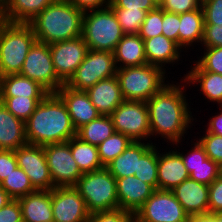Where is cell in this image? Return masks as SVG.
<instances>
[{"mask_svg":"<svg viewBox=\"0 0 222 222\" xmlns=\"http://www.w3.org/2000/svg\"><path fill=\"white\" fill-rule=\"evenodd\" d=\"M180 81L175 83L172 80L171 83H167L158 93L146 101L151 138L161 137V140L164 139L166 143L168 142V146L183 142L184 135L189 133L188 130L191 129L192 123L196 120L191 112L194 109L189 106L191 105L188 103L189 99H186L187 83L184 79Z\"/></svg>","mask_w":222,"mask_h":222,"instance_id":"1","label":"cell"},{"mask_svg":"<svg viewBox=\"0 0 222 222\" xmlns=\"http://www.w3.org/2000/svg\"><path fill=\"white\" fill-rule=\"evenodd\" d=\"M28 144L44 146L63 143L76 136L66 105L56 93H49L25 122Z\"/></svg>","mask_w":222,"mask_h":222,"instance_id":"2","label":"cell"},{"mask_svg":"<svg viewBox=\"0 0 222 222\" xmlns=\"http://www.w3.org/2000/svg\"><path fill=\"white\" fill-rule=\"evenodd\" d=\"M83 15L68 0H55L28 24L37 41L50 45L81 36Z\"/></svg>","mask_w":222,"mask_h":222,"instance_id":"3","label":"cell"},{"mask_svg":"<svg viewBox=\"0 0 222 222\" xmlns=\"http://www.w3.org/2000/svg\"><path fill=\"white\" fill-rule=\"evenodd\" d=\"M36 41L29 24L10 23L0 19V77L19 74Z\"/></svg>","mask_w":222,"mask_h":222,"instance_id":"4","label":"cell"},{"mask_svg":"<svg viewBox=\"0 0 222 222\" xmlns=\"http://www.w3.org/2000/svg\"><path fill=\"white\" fill-rule=\"evenodd\" d=\"M166 73L158 66L146 64L117 69L116 76L124 100L148 101L170 82Z\"/></svg>","mask_w":222,"mask_h":222,"instance_id":"5","label":"cell"},{"mask_svg":"<svg viewBox=\"0 0 222 222\" xmlns=\"http://www.w3.org/2000/svg\"><path fill=\"white\" fill-rule=\"evenodd\" d=\"M124 35L110 6L84 12L81 36L88 49L113 53Z\"/></svg>","mask_w":222,"mask_h":222,"instance_id":"6","label":"cell"},{"mask_svg":"<svg viewBox=\"0 0 222 222\" xmlns=\"http://www.w3.org/2000/svg\"><path fill=\"white\" fill-rule=\"evenodd\" d=\"M73 187L85 200L90 214L119 209L116 178L105 167L83 173Z\"/></svg>","mask_w":222,"mask_h":222,"instance_id":"7","label":"cell"},{"mask_svg":"<svg viewBox=\"0 0 222 222\" xmlns=\"http://www.w3.org/2000/svg\"><path fill=\"white\" fill-rule=\"evenodd\" d=\"M110 117L115 132L122 133L135 142L153 143L146 101L124 100Z\"/></svg>","mask_w":222,"mask_h":222,"instance_id":"8","label":"cell"},{"mask_svg":"<svg viewBox=\"0 0 222 222\" xmlns=\"http://www.w3.org/2000/svg\"><path fill=\"white\" fill-rule=\"evenodd\" d=\"M116 71L112 52L88 49L85 59L65 85L74 90L87 91L100 80L115 76Z\"/></svg>","mask_w":222,"mask_h":222,"instance_id":"9","label":"cell"},{"mask_svg":"<svg viewBox=\"0 0 222 222\" xmlns=\"http://www.w3.org/2000/svg\"><path fill=\"white\" fill-rule=\"evenodd\" d=\"M19 74L38 82L49 93H56L64 85L56 75L50 45L39 41L31 47Z\"/></svg>","mask_w":222,"mask_h":222,"instance_id":"10","label":"cell"},{"mask_svg":"<svg viewBox=\"0 0 222 222\" xmlns=\"http://www.w3.org/2000/svg\"><path fill=\"white\" fill-rule=\"evenodd\" d=\"M134 215L141 222H188L189 217L169 190H155Z\"/></svg>","mask_w":222,"mask_h":222,"instance_id":"11","label":"cell"},{"mask_svg":"<svg viewBox=\"0 0 222 222\" xmlns=\"http://www.w3.org/2000/svg\"><path fill=\"white\" fill-rule=\"evenodd\" d=\"M50 175L55 187L74 186L83 175L72 156L70 140L43 146Z\"/></svg>","mask_w":222,"mask_h":222,"instance_id":"12","label":"cell"},{"mask_svg":"<svg viewBox=\"0 0 222 222\" xmlns=\"http://www.w3.org/2000/svg\"><path fill=\"white\" fill-rule=\"evenodd\" d=\"M18 167L29 177L36 190H52L55 188L43 146L26 144L14 150Z\"/></svg>","mask_w":222,"mask_h":222,"instance_id":"13","label":"cell"},{"mask_svg":"<svg viewBox=\"0 0 222 222\" xmlns=\"http://www.w3.org/2000/svg\"><path fill=\"white\" fill-rule=\"evenodd\" d=\"M88 51L82 36L50 44L57 77L65 84L85 59Z\"/></svg>","mask_w":222,"mask_h":222,"instance_id":"14","label":"cell"},{"mask_svg":"<svg viewBox=\"0 0 222 222\" xmlns=\"http://www.w3.org/2000/svg\"><path fill=\"white\" fill-rule=\"evenodd\" d=\"M53 222H87L89 211L85 200L73 186L51 190Z\"/></svg>","mask_w":222,"mask_h":222,"instance_id":"15","label":"cell"},{"mask_svg":"<svg viewBox=\"0 0 222 222\" xmlns=\"http://www.w3.org/2000/svg\"><path fill=\"white\" fill-rule=\"evenodd\" d=\"M56 94L66 105L72 124L76 130L101 115L91 103L86 91L74 90L64 84L58 89Z\"/></svg>","mask_w":222,"mask_h":222,"instance_id":"16","label":"cell"},{"mask_svg":"<svg viewBox=\"0 0 222 222\" xmlns=\"http://www.w3.org/2000/svg\"><path fill=\"white\" fill-rule=\"evenodd\" d=\"M119 209L135 214L144 202L153 194L155 189L136 176L116 179Z\"/></svg>","mask_w":222,"mask_h":222,"instance_id":"17","label":"cell"},{"mask_svg":"<svg viewBox=\"0 0 222 222\" xmlns=\"http://www.w3.org/2000/svg\"><path fill=\"white\" fill-rule=\"evenodd\" d=\"M171 191L189 216L209 213V185L188 178Z\"/></svg>","mask_w":222,"mask_h":222,"instance_id":"18","label":"cell"},{"mask_svg":"<svg viewBox=\"0 0 222 222\" xmlns=\"http://www.w3.org/2000/svg\"><path fill=\"white\" fill-rule=\"evenodd\" d=\"M144 49L147 64L158 66L164 71L170 69L168 67L169 65L170 67L171 65L175 67L173 66L175 63L179 65V61H182V56H184V54H182L184 50L176 42L166 38L162 34L144 39ZM167 64L168 66H165ZM165 67L168 69L166 70Z\"/></svg>","mask_w":222,"mask_h":222,"instance_id":"19","label":"cell"},{"mask_svg":"<svg viewBox=\"0 0 222 222\" xmlns=\"http://www.w3.org/2000/svg\"><path fill=\"white\" fill-rule=\"evenodd\" d=\"M166 152L158 153V190L171 191L189 178V173L180 154L168 147ZM171 149V150H170Z\"/></svg>","mask_w":222,"mask_h":222,"instance_id":"20","label":"cell"},{"mask_svg":"<svg viewBox=\"0 0 222 222\" xmlns=\"http://www.w3.org/2000/svg\"><path fill=\"white\" fill-rule=\"evenodd\" d=\"M86 92L101 115H110L124 101L116 75L100 80Z\"/></svg>","mask_w":222,"mask_h":222,"instance_id":"21","label":"cell"},{"mask_svg":"<svg viewBox=\"0 0 222 222\" xmlns=\"http://www.w3.org/2000/svg\"><path fill=\"white\" fill-rule=\"evenodd\" d=\"M55 0H0V19L28 24Z\"/></svg>","mask_w":222,"mask_h":222,"instance_id":"22","label":"cell"},{"mask_svg":"<svg viewBox=\"0 0 222 222\" xmlns=\"http://www.w3.org/2000/svg\"><path fill=\"white\" fill-rule=\"evenodd\" d=\"M23 222H53L51 190H37L18 199Z\"/></svg>","mask_w":222,"mask_h":222,"instance_id":"23","label":"cell"},{"mask_svg":"<svg viewBox=\"0 0 222 222\" xmlns=\"http://www.w3.org/2000/svg\"><path fill=\"white\" fill-rule=\"evenodd\" d=\"M28 144L25 122L16 118L2 102H0V149L17 150Z\"/></svg>","mask_w":222,"mask_h":222,"instance_id":"24","label":"cell"},{"mask_svg":"<svg viewBox=\"0 0 222 222\" xmlns=\"http://www.w3.org/2000/svg\"><path fill=\"white\" fill-rule=\"evenodd\" d=\"M117 69L146 65L144 40L138 34H125L113 51Z\"/></svg>","mask_w":222,"mask_h":222,"instance_id":"25","label":"cell"},{"mask_svg":"<svg viewBox=\"0 0 222 222\" xmlns=\"http://www.w3.org/2000/svg\"><path fill=\"white\" fill-rule=\"evenodd\" d=\"M153 145L148 142L133 141L124 152L108 163L105 168L116 178L138 174L140 157Z\"/></svg>","mask_w":222,"mask_h":222,"instance_id":"26","label":"cell"},{"mask_svg":"<svg viewBox=\"0 0 222 222\" xmlns=\"http://www.w3.org/2000/svg\"><path fill=\"white\" fill-rule=\"evenodd\" d=\"M204 12L202 6L191 12L180 14L178 30V45L185 51L194 49V45H200L204 34ZM200 43V44H199ZM187 49V50H186Z\"/></svg>","mask_w":222,"mask_h":222,"instance_id":"27","label":"cell"},{"mask_svg":"<svg viewBox=\"0 0 222 222\" xmlns=\"http://www.w3.org/2000/svg\"><path fill=\"white\" fill-rule=\"evenodd\" d=\"M48 94L38 82L20 74L0 77V97L45 98Z\"/></svg>","mask_w":222,"mask_h":222,"instance_id":"28","label":"cell"},{"mask_svg":"<svg viewBox=\"0 0 222 222\" xmlns=\"http://www.w3.org/2000/svg\"><path fill=\"white\" fill-rule=\"evenodd\" d=\"M183 78L188 87L194 86L201 95L209 100L208 102H215L216 106H222V75L208 72V71H187Z\"/></svg>","mask_w":222,"mask_h":222,"instance_id":"29","label":"cell"},{"mask_svg":"<svg viewBox=\"0 0 222 222\" xmlns=\"http://www.w3.org/2000/svg\"><path fill=\"white\" fill-rule=\"evenodd\" d=\"M115 132L110 115H100L90 123L76 130V137L86 143L98 146Z\"/></svg>","mask_w":222,"mask_h":222,"instance_id":"30","label":"cell"},{"mask_svg":"<svg viewBox=\"0 0 222 222\" xmlns=\"http://www.w3.org/2000/svg\"><path fill=\"white\" fill-rule=\"evenodd\" d=\"M70 149L73 158L83 173L104 168L99 159L97 146L83 142L75 136L70 139Z\"/></svg>","mask_w":222,"mask_h":222,"instance_id":"31","label":"cell"},{"mask_svg":"<svg viewBox=\"0 0 222 222\" xmlns=\"http://www.w3.org/2000/svg\"><path fill=\"white\" fill-rule=\"evenodd\" d=\"M157 146V147H156ZM157 144H153L139 159L138 174H134L141 181L150 184L158 190V153Z\"/></svg>","mask_w":222,"mask_h":222,"instance_id":"32","label":"cell"},{"mask_svg":"<svg viewBox=\"0 0 222 222\" xmlns=\"http://www.w3.org/2000/svg\"><path fill=\"white\" fill-rule=\"evenodd\" d=\"M133 141L122 133L114 132L110 137L97 146L99 159L105 167L118 155L126 150Z\"/></svg>","mask_w":222,"mask_h":222,"instance_id":"33","label":"cell"},{"mask_svg":"<svg viewBox=\"0 0 222 222\" xmlns=\"http://www.w3.org/2000/svg\"><path fill=\"white\" fill-rule=\"evenodd\" d=\"M0 186L13 199H19L20 197L37 191L32 186L28 175L20 167L13 170L12 173L0 183Z\"/></svg>","mask_w":222,"mask_h":222,"instance_id":"34","label":"cell"},{"mask_svg":"<svg viewBox=\"0 0 222 222\" xmlns=\"http://www.w3.org/2000/svg\"><path fill=\"white\" fill-rule=\"evenodd\" d=\"M44 98L0 97V102L18 119L26 122Z\"/></svg>","mask_w":222,"mask_h":222,"instance_id":"35","label":"cell"},{"mask_svg":"<svg viewBox=\"0 0 222 222\" xmlns=\"http://www.w3.org/2000/svg\"><path fill=\"white\" fill-rule=\"evenodd\" d=\"M203 50V51H202ZM202 56L190 66V71H208L222 75V47L202 48Z\"/></svg>","mask_w":222,"mask_h":222,"instance_id":"36","label":"cell"},{"mask_svg":"<svg viewBox=\"0 0 222 222\" xmlns=\"http://www.w3.org/2000/svg\"><path fill=\"white\" fill-rule=\"evenodd\" d=\"M124 34H138L147 12L141 9L112 8Z\"/></svg>","mask_w":222,"mask_h":222,"instance_id":"37","label":"cell"},{"mask_svg":"<svg viewBox=\"0 0 222 222\" xmlns=\"http://www.w3.org/2000/svg\"><path fill=\"white\" fill-rule=\"evenodd\" d=\"M182 142H177V143H173L171 144L170 147H173V149L175 148V150L180 154L183 163L188 171V173L190 174L193 171V168L195 167H199L200 165L203 164V162L208 159V156L205 152V149L203 148V146L199 143V141L196 139V141L191 144L190 150L187 151V153H184V151L180 152V146L179 145H184L181 144ZM173 145V146H172ZM175 145L177 147H175ZM193 146V147H192ZM179 148V149H176Z\"/></svg>","mask_w":222,"mask_h":222,"instance_id":"38","label":"cell"},{"mask_svg":"<svg viewBox=\"0 0 222 222\" xmlns=\"http://www.w3.org/2000/svg\"><path fill=\"white\" fill-rule=\"evenodd\" d=\"M163 9L156 7L147 12L138 35L144 40L162 34Z\"/></svg>","mask_w":222,"mask_h":222,"instance_id":"39","label":"cell"},{"mask_svg":"<svg viewBox=\"0 0 222 222\" xmlns=\"http://www.w3.org/2000/svg\"><path fill=\"white\" fill-rule=\"evenodd\" d=\"M220 175L221 166L208 158L202 165L193 168V171L189 174V178L197 182L210 185Z\"/></svg>","mask_w":222,"mask_h":222,"instance_id":"40","label":"cell"},{"mask_svg":"<svg viewBox=\"0 0 222 222\" xmlns=\"http://www.w3.org/2000/svg\"><path fill=\"white\" fill-rule=\"evenodd\" d=\"M201 138L197 137L199 143L211 160L222 165V136L205 132ZM199 138V139H198Z\"/></svg>","mask_w":222,"mask_h":222,"instance_id":"41","label":"cell"},{"mask_svg":"<svg viewBox=\"0 0 222 222\" xmlns=\"http://www.w3.org/2000/svg\"><path fill=\"white\" fill-rule=\"evenodd\" d=\"M133 216L134 214L131 212L116 209L91 213L87 222H128Z\"/></svg>","mask_w":222,"mask_h":222,"instance_id":"42","label":"cell"},{"mask_svg":"<svg viewBox=\"0 0 222 222\" xmlns=\"http://www.w3.org/2000/svg\"><path fill=\"white\" fill-rule=\"evenodd\" d=\"M202 0H165L160 6L164 11L182 14L199 9Z\"/></svg>","mask_w":222,"mask_h":222,"instance_id":"43","label":"cell"},{"mask_svg":"<svg viewBox=\"0 0 222 222\" xmlns=\"http://www.w3.org/2000/svg\"><path fill=\"white\" fill-rule=\"evenodd\" d=\"M180 14L163 10L162 35L178 44Z\"/></svg>","mask_w":222,"mask_h":222,"instance_id":"44","label":"cell"},{"mask_svg":"<svg viewBox=\"0 0 222 222\" xmlns=\"http://www.w3.org/2000/svg\"><path fill=\"white\" fill-rule=\"evenodd\" d=\"M205 24L222 23V0H202Z\"/></svg>","mask_w":222,"mask_h":222,"instance_id":"45","label":"cell"},{"mask_svg":"<svg viewBox=\"0 0 222 222\" xmlns=\"http://www.w3.org/2000/svg\"><path fill=\"white\" fill-rule=\"evenodd\" d=\"M201 47H222V23L204 24V34Z\"/></svg>","mask_w":222,"mask_h":222,"instance_id":"46","label":"cell"},{"mask_svg":"<svg viewBox=\"0 0 222 222\" xmlns=\"http://www.w3.org/2000/svg\"><path fill=\"white\" fill-rule=\"evenodd\" d=\"M222 212V175L209 185V213Z\"/></svg>","mask_w":222,"mask_h":222,"instance_id":"47","label":"cell"},{"mask_svg":"<svg viewBox=\"0 0 222 222\" xmlns=\"http://www.w3.org/2000/svg\"><path fill=\"white\" fill-rule=\"evenodd\" d=\"M18 167L13 150L0 149V183Z\"/></svg>","mask_w":222,"mask_h":222,"instance_id":"48","label":"cell"},{"mask_svg":"<svg viewBox=\"0 0 222 222\" xmlns=\"http://www.w3.org/2000/svg\"><path fill=\"white\" fill-rule=\"evenodd\" d=\"M109 6L111 8L141 9L146 12L157 7L152 0H110Z\"/></svg>","mask_w":222,"mask_h":222,"instance_id":"49","label":"cell"},{"mask_svg":"<svg viewBox=\"0 0 222 222\" xmlns=\"http://www.w3.org/2000/svg\"><path fill=\"white\" fill-rule=\"evenodd\" d=\"M0 222H23L22 210L18 199H13L0 209Z\"/></svg>","mask_w":222,"mask_h":222,"instance_id":"50","label":"cell"},{"mask_svg":"<svg viewBox=\"0 0 222 222\" xmlns=\"http://www.w3.org/2000/svg\"><path fill=\"white\" fill-rule=\"evenodd\" d=\"M68 1L73 3L83 12L102 9L109 6L110 4V0H68Z\"/></svg>","mask_w":222,"mask_h":222,"instance_id":"51","label":"cell"},{"mask_svg":"<svg viewBox=\"0 0 222 222\" xmlns=\"http://www.w3.org/2000/svg\"><path fill=\"white\" fill-rule=\"evenodd\" d=\"M216 108L219 109V113L217 112L216 114L215 112V115L210 117L208 120L209 122L206 123L207 126L205 125L207 128L204 130V132L222 136V106H217Z\"/></svg>","mask_w":222,"mask_h":222,"instance_id":"52","label":"cell"},{"mask_svg":"<svg viewBox=\"0 0 222 222\" xmlns=\"http://www.w3.org/2000/svg\"><path fill=\"white\" fill-rule=\"evenodd\" d=\"M188 222H216V213L190 215Z\"/></svg>","mask_w":222,"mask_h":222,"instance_id":"53","label":"cell"},{"mask_svg":"<svg viewBox=\"0 0 222 222\" xmlns=\"http://www.w3.org/2000/svg\"><path fill=\"white\" fill-rule=\"evenodd\" d=\"M12 200L13 198L0 186V209Z\"/></svg>","mask_w":222,"mask_h":222,"instance_id":"54","label":"cell"},{"mask_svg":"<svg viewBox=\"0 0 222 222\" xmlns=\"http://www.w3.org/2000/svg\"><path fill=\"white\" fill-rule=\"evenodd\" d=\"M216 222H222V212H216Z\"/></svg>","mask_w":222,"mask_h":222,"instance_id":"55","label":"cell"},{"mask_svg":"<svg viewBox=\"0 0 222 222\" xmlns=\"http://www.w3.org/2000/svg\"><path fill=\"white\" fill-rule=\"evenodd\" d=\"M157 7H160L165 0H152Z\"/></svg>","mask_w":222,"mask_h":222,"instance_id":"56","label":"cell"},{"mask_svg":"<svg viewBox=\"0 0 222 222\" xmlns=\"http://www.w3.org/2000/svg\"><path fill=\"white\" fill-rule=\"evenodd\" d=\"M128 222H141L135 215Z\"/></svg>","mask_w":222,"mask_h":222,"instance_id":"57","label":"cell"}]
</instances>
